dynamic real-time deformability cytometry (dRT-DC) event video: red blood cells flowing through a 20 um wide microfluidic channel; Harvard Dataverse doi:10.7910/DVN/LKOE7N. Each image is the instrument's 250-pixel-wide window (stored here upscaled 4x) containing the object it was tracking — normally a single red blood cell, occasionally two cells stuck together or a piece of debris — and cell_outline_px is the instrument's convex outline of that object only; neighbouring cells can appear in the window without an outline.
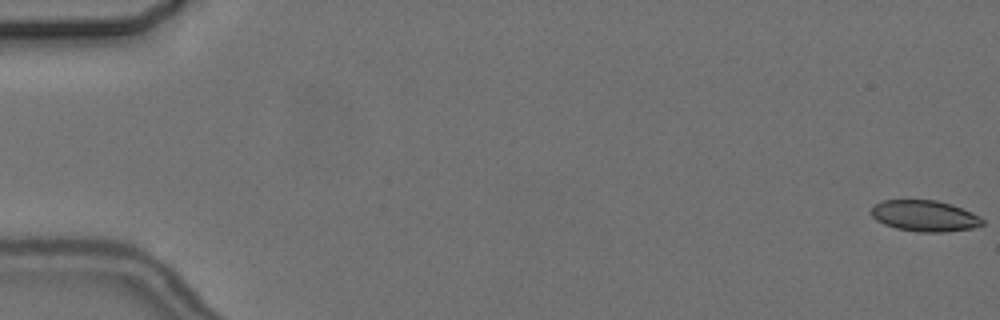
{"species": "common noctule bat (a hibernating species)", "species_latin": "Nyctalus noctula", "temperature_condition": "cold", "stored_images_in_passage": 7, "camera_frame_rate_fps": 3000, "um_per_image_px": 0.085, "animal": {"sex": "female", "body_mass_g": 24.6, "forearm_length_mm": 56.2}, "frame": {"image": 1, "passage_image": 1, "time_ms": 0.0, "image_size_px": [1000, 320], "cell_outline_px": [[984, 224], [972, 228], [944, 232], [916, 232], [896, 228], [884, 224], [876, 220], [872, 216], [872, 208], [880, 200], [936, 200], [952, 204], [972, 212], [980, 216], [984, 220]], "centroid_in_image_um": [78.61, 18.35], "position_along_channel_um": 6.4, "area_um2": 20.23}}
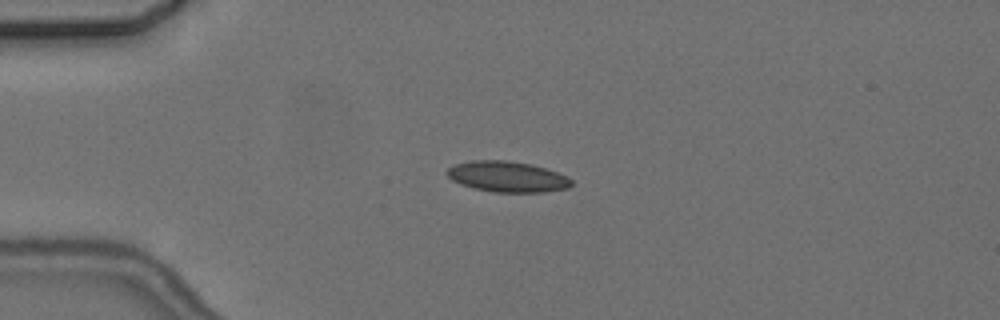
{"frame": {"image": 2, "passage_image": 5, "time_ms": 4.667, "image_size_px": [1000, 320], "cell_outline_px": [[572, 184], [568, 188], [544, 192], [492, 192], [460, 184], [452, 180], [444, 172], [448, 168], [456, 164], [472, 160], [504, 160], [532, 164], [568, 176], [572, 180]], "centroid_in_image_um": [43.12, 15.02], "position_along_channel_um": 41.9, "area_um2": 22.25}}
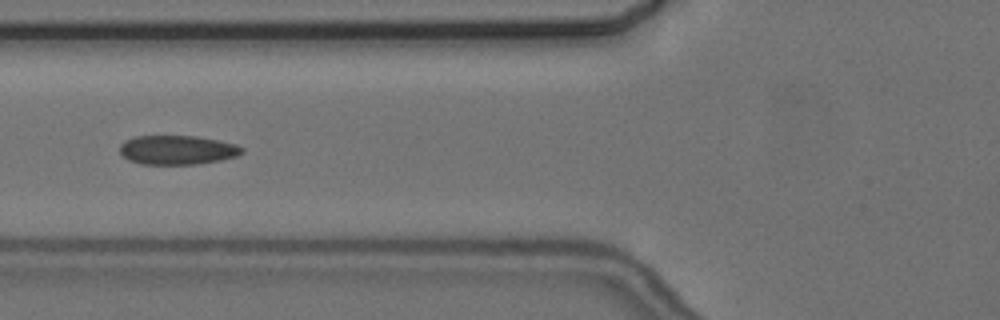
{"frame": {"image": 3, "passage_image": 7, "time_ms": 7.333, "image_size_px": [1000, 320], "cell_outline_px": [[244, 152], [236, 156], [220, 160], [196, 164], [140, 164], [128, 160], [120, 152], [120, 144], [124, 140], [136, 136], [196, 136], [236, 144], [244, 148]], "centroid_in_image_um": [15.05, 12.74], "position_along_channel_um": 110.7, "area_um2": 20.75}}